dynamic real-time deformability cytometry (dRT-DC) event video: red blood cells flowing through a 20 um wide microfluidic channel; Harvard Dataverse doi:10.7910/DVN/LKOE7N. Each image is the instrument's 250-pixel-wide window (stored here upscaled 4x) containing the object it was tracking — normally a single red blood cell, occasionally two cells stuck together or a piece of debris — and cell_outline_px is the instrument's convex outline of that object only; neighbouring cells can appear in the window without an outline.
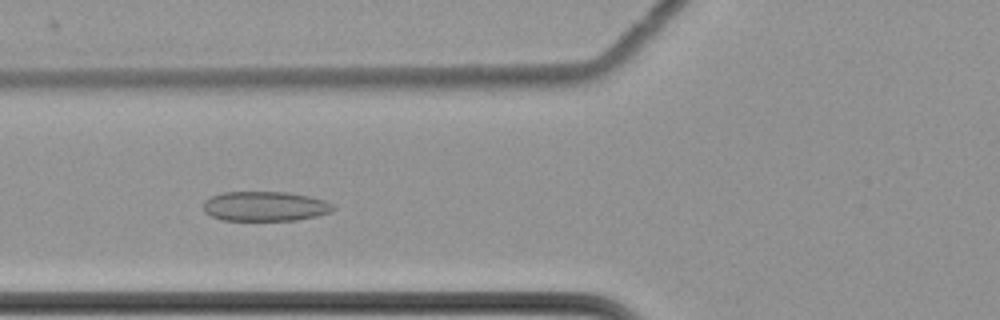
{"species": "common noctule bat (a hibernating species)", "species_latin": "Nyctalus noctula", "temperature_condition": "cold", "stored_images_in_passage": 61, "camera_frame_rate_fps": 3000, "um_per_image_px": 0.085, "animal": {"sex": "female", "body_mass_g": 22.7, "forearm_length_mm": 54.2}, "frame": {"image": 1, "passage_image": 25, "time_ms": 8.0, "image_size_px": [1000, 320], "cell_outline_px": [[336, 208], [332, 212], [316, 216], [296, 220], [224, 220], [212, 216], [204, 212], [204, 200], [220, 192], [288, 192], [308, 196], [324, 200], [332, 204]], "centroid_in_image_um": [22.53, 17.53], "position_along_channel_um": 103.3, "area_um2": 22.48}}
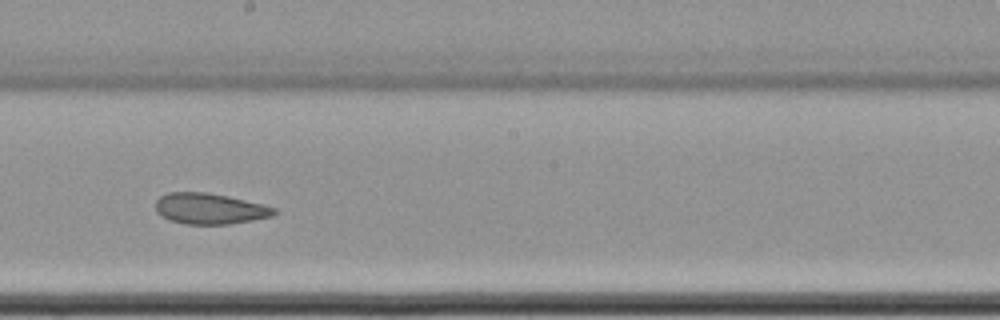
{"frame": {"image": 2, "passage_image": 36, "time_ms": 11.667, "image_size_px": [1000, 320], "cell_outline_px": [[280, 212], [272, 216], [252, 220], [228, 224], [184, 224], [168, 220], [160, 216], [156, 212], [156, 200], [160, 196], [168, 192], [204, 192], [228, 196], [276, 208]], "centroid_in_image_um": [17.8, 17.74], "position_along_channel_um": 230.4, "area_um2": 21.39}}
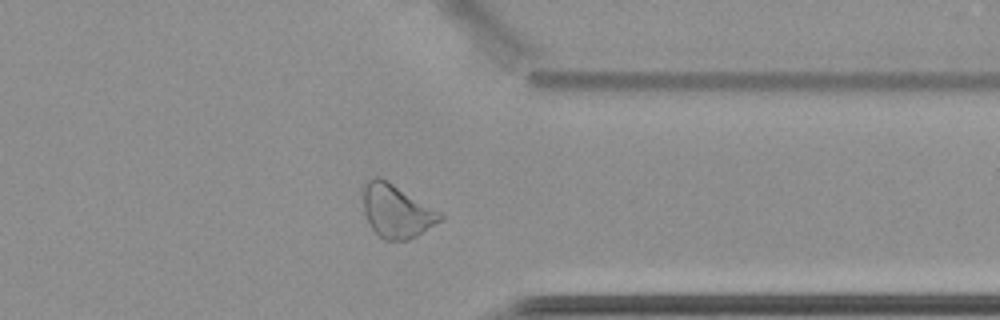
{"frame": {"image": 3, "passage_image": 49, "time_ms": 16.0, "image_size_px": [1000, 320], "cell_outline_px": [[444, 216], [440, 220], [416, 236], [408, 240], [384, 240], [372, 228], [364, 212], [364, 184], [372, 176], [380, 176], [444, 212]], "centroid_in_image_um": [33.73, 17.91], "position_along_channel_um": 377.7, "area_um2": 23.93}, "authors_computed_cell_mechanics": {"area_um2": 25.2586, "velocity_mm_per_s": 3.4679, "shape_relaxation_time_tau1_ms": 9.5548, "shape_relaxation_time_tau2_ms": 3.1955, "deformation_change_tau1": 0.1201, "deformation_change_tau2": 0.0909}}